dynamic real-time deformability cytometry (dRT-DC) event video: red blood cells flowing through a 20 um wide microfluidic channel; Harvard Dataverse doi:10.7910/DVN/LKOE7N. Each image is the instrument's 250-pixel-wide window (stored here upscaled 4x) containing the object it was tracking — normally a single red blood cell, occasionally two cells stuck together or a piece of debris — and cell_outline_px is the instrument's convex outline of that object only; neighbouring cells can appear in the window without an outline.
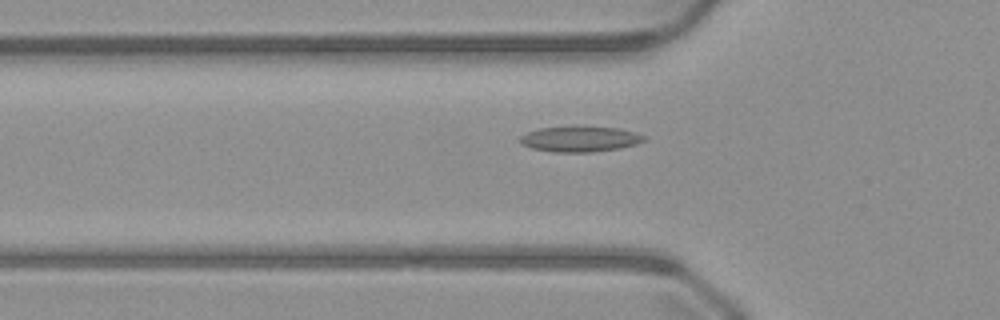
{"species": "common noctule bat (a hibernating species)", "species_latin": "Nyctalus noctula", "temperature_condition": "warm", "stored_images_in_passage": 51, "camera_frame_rate_fps": 3000, "um_per_image_px": 0.085, "animal": {"sex": "male", "body_mass_g": 23.1, "forearm_length_mm": 52.7}, "frame": {"image": 1, "passage_image": 17, "time_ms": 5.333, "image_size_px": [1000, 320], "cell_outline_px": [[648, 136], [644, 140], [636, 144], [620, 148], [592, 152], [552, 152], [532, 148], [520, 144], [516, 140], [520, 136], [528, 132], [540, 128], [576, 124], [620, 128], [636, 132]], "centroid_in_image_um": [49.28, 11.78], "position_along_channel_um": 76.5, "area_um2": 19.31}}
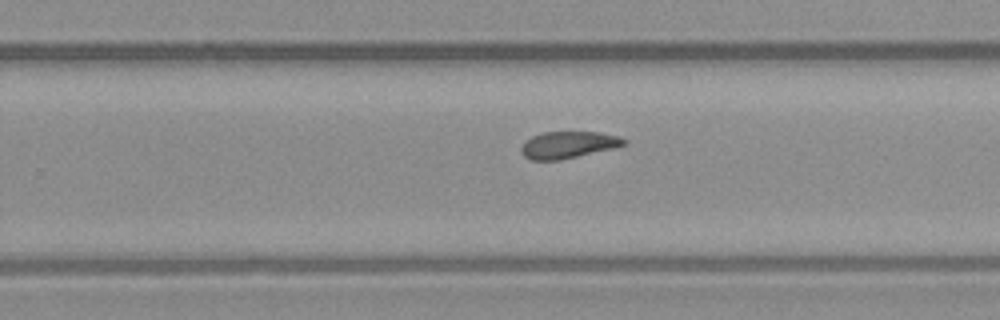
{"frame": {"image": 2, "passage_image": 32, "time_ms": 10.333, "image_size_px": [1000, 320], "cell_outline_px": [[628, 144], [612, 148], [560, 160], [528, 160], [520, 152], [520, 148], [524, 140], [532, 136], [544, 132], [600, 132], [620, 136], [628, 140]], "centroid_in_image_um": [48.28, 12.3], "position_along_channel_um": 281.5, "area_um2": 16.24}}
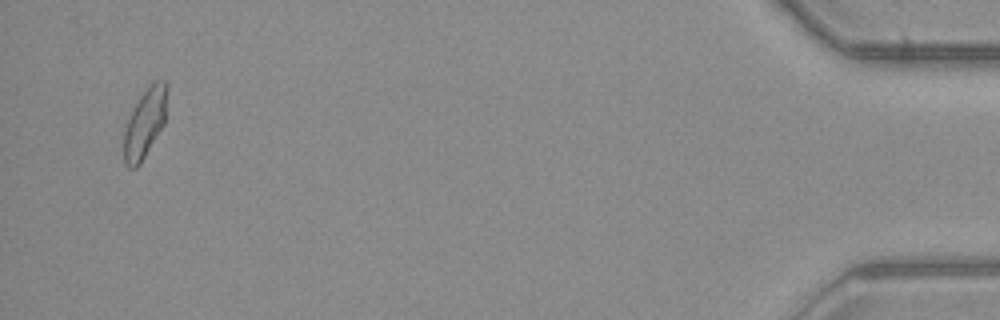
{"frame": {"image": 3, "passage_image": 49, "time_ms": 16.0, "image_size_px": [1000, 320], "cell_outline_px": [[168, 88], [164, 124], [140, 164], [136, 168], [128, 168], [124, 164], [124, 128], [132, 108], [148, 84], [156, 80], [164, 80], [168, 84]], "centroid_in_image_um": [12.31, 10.43], "position_along_channel_um": 422.9, "area_um2": 17.69}}